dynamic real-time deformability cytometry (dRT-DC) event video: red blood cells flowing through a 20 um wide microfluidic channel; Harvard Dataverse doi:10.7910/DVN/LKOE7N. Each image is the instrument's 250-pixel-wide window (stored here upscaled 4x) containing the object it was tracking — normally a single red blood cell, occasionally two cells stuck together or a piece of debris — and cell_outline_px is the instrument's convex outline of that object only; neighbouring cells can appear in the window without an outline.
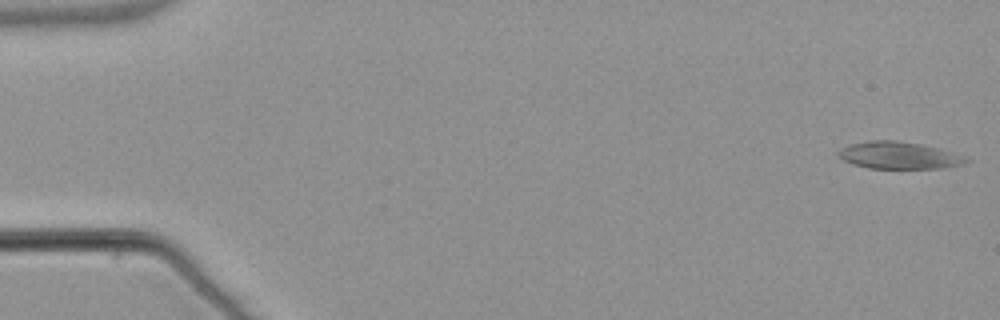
{"species": "common noctule bat (a hibernating species)", "species_latin": "Nyctalus noctula", "temperature_condition": "warm", "stored_images_in_passage": 53, "camera_frame_rate_fps": 3000, "um_per_image_px": 0.085, "animal": {"sex": "male", "body_mass_g": 21.5, "forearm_length_mm": 52.0}, "frame": {"image": 1, "passage_image": 1, "time_ms": 0.0, "image_size_px": [1000, 320], "cell_outline_px": [[972, 160], [964, 164], [940, 168], [868, 168], [852, 164], [844, 160], [836, 152], [840, 148], [848, 144], [868, 140], [896, 140], [920, 144], [936, 148], [964, 156]], "centroid_in_image_um": [76.36, 13.2], "position_along_channel_um": 8.6, "area_um2": 20.11}}
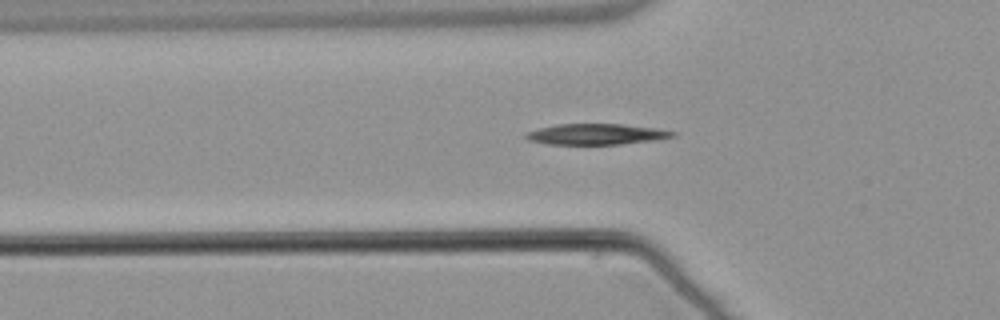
{"frame": {"image": 2, "passage_image": 18, "time_ms": 5.667, "image_size_px": [1000, 320], "cell_outline_px": [[676, 136], [656, 140], [620, 144], [544, 144], [528, 140], [524, 136], [528, 132], [540, 128], [556, 124], [620, 124], [656, 128], [676, 132]], "centroid_in_image_um": [50.69, 11.41], "position_along_channel_um": 75.1, "area_um2": 17.74}}
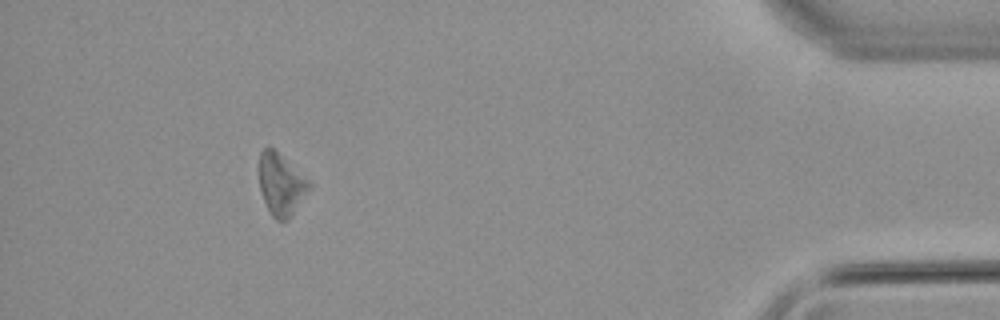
{"frame": {"image": 3, "passage_image": 49, "time_ms": 16.0, "image_size_px": [1000, 320], "cell_outline_px": [[312, 184], [292, 216], [288, 220], [276, 220], [272, 216], [264, 200], [260, 188], [260, 152], [264, 148], [272, 148], [308, 180]], "centroid_in_image_um": [23.89, 15.72], "position_along_channel_um": 411.3, "area_um2": 17.4}, "authors_computed_cell_mechanics": {"area_um2": 18.2648, "velocity_mm_per_s": 3.8273, "shape_relaxation_time_tau1_ms": 5.1152, "shape_relaxation_time_tau2_ms": null, "deformation_change_tau1": 0.1416, "deformation_change_tau2": null}}